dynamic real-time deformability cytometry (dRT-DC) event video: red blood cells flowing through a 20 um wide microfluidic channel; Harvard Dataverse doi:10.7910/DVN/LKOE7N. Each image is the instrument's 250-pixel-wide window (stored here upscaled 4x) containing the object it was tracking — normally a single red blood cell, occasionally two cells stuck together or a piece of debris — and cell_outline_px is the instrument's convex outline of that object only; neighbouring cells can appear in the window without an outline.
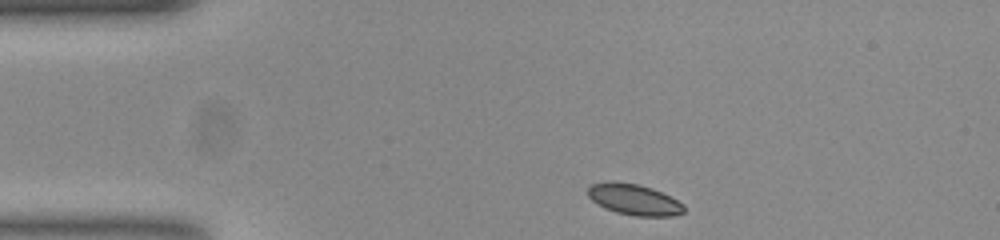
{"species": "common noctule bat (a hibernating species)", "species_latin": "Nyctalus noctula", "temperature_condition": "room temperature", "stored_images_in_passage": 45, "camera_frame_rate_fps": 3000, "um_per_image_px": 0.085, "animal": {"sex": "female", "body_mass_g": 23.0, "forearm_length_mm": 53.4}, "frame": {"image": 1, "passage_image": 1, "time_ms": 0.0, "image_size_px": [1000, 240], "cell_outline_px": [[684, 212], [672, 216], [636, 216], [616, 212], [604, 208], [592, 200], [588, 196], [588, 188], [592, 184], [640, 184], [652, 188], [684, 204]], "centroid_in_image_um": [53.94, 17.01], "position_along_channel_um": 31.1, "area_um2": 16.65}}
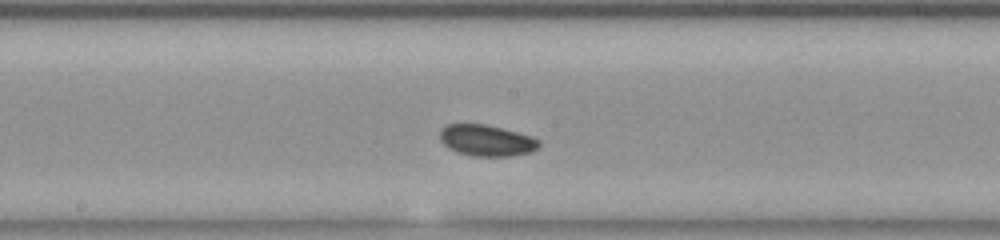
{"frame": {"image": 2, "passage_image": 19, "time_ms": 6.0, "image_size_px": [1000, 240], "cell_outline_px": [[540, 144], [532, 152], [508, 156], [472, 156], [456, 152], [448, 148], [440, 140], [440, 132], [448, 124], [484, 124], [532, 136], [540, 140]], "centroid_in_image_um": [41.36, 11.95], "position_along_channel_um": 206.8, "area_um2": 17.92}}
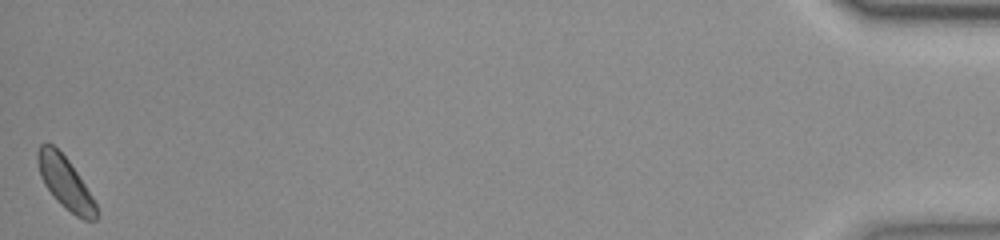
{"frame": {"image": 3, "passage_image": 45, "time_ms": 14.667, "image_size_px": [1000, 240], "cell_outline_px": [[96, 220], [84, 220], [76, 216], [60, 204], [56, 200], [44, 184], [40, 176], [36, 160], [36, 152], [40, 144], [52, 144], [68, 160], [92, 196], [96, 204]], "centroid_in_image_um": [5.51, 15.53], "position_along_channel_um": 429.7, "area_um2": 17.51}, "authors_computed_cell_mechanics": {"area_um2": 17.629, "velocity_mm_per_s": 3.7234, "shape_relaxation_time_tau1_ms": 1.7208, "shape_relaxation_time_tau2_ms": null, "deformation_change_tau1": 0.038, "deformation_change_tau2": null}}